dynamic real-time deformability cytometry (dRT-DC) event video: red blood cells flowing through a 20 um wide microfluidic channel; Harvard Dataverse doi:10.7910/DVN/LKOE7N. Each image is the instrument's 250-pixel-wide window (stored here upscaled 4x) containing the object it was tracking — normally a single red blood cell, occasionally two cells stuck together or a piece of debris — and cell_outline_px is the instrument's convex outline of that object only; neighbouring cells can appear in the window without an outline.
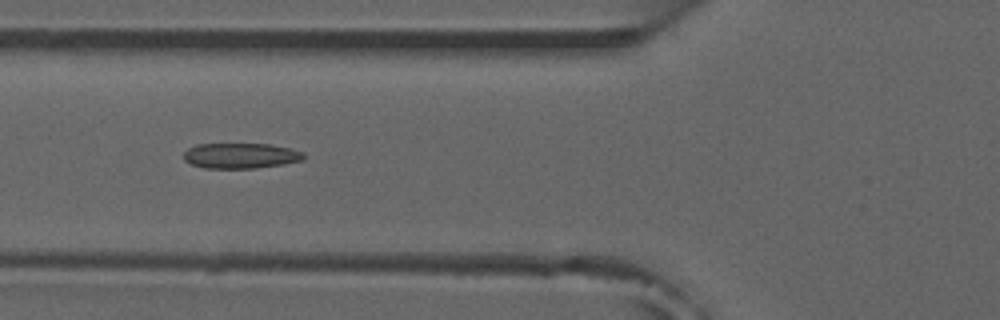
{"species": "common noctule bat (a hibernating species)", "species_latin": "Nyctalus noctula", "temperature_condition": "room temperature", "stored_images_in_passage": 40, "camera_frame_rate_fps": 3000, "um_per_image_px": 0.085, "animal": {"sex": "male", "forearm_length_mm": 52.5}, "frame": {"image": 1, "passage_image": 7, "time_ms": 2.0, "image_size_px": [1000, 320], "cell_outline_px": [[304, 160], [256, 168], [204, 168], [192, 164], [184, 160], [184, 152], [188, 148], [196, 144], [272, 144], [304, 152]], "centroid_in_image_um": [20.44, 13.23], "position_along_channel_um": 105.4, "area_um2": 17.69}, "authors_computed_cell_mechanics": {"area_um2": 17.5712, "velocity_mm_per_s": 3.9268, "shape_relaxation_time_tau1_ms": null, "shape_relaxation_time_tau2_ms": 2.5457, "deformation_change_tau1": null, "deformation_change_tau2": 0.1087}}